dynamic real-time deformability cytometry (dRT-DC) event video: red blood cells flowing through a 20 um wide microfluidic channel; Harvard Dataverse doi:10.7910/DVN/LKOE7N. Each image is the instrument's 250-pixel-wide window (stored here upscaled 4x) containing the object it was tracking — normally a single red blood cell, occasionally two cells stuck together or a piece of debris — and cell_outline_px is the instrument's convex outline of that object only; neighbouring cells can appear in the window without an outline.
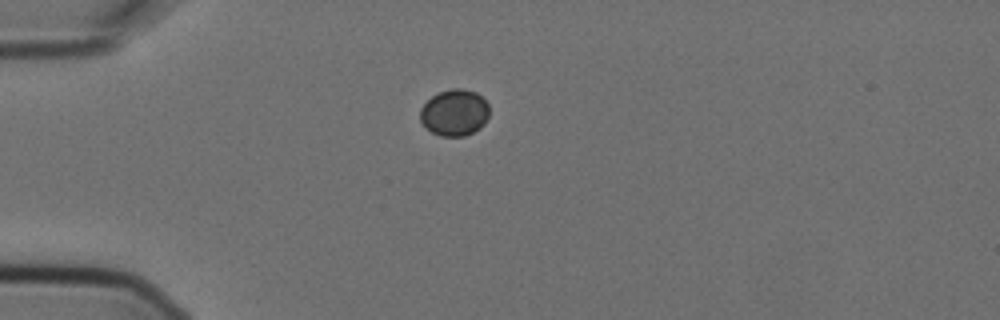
{"species": "Egyptian fruit bat (a non-hibernating species)", "species_latin": "Rousettus aegyptiacus", "temperature_condition": "cold", "stored_images_in_passage": 4, "camera_frame_rate_fps": 3000, "um_per_image_px": 0.085, "animal": {"sex": "female"}, "frame": {"image": 1, "passage_image": 1, "time_ms": 0.0, "image_size_px": [1000, 320], "cell_outline_px": [[488, 116], [484, 124], [480, 128], [464, 136], [440, 136], [432, 132], [420, 120], [420, 108], [432, 96], [440, 92], [452, 88], [460, 88], [476, 92], [488, 104]], "centroid_in_image_um": [38.63, 9.57], "position_along_channel_um": 46.4, "area_um2": 18.55}}
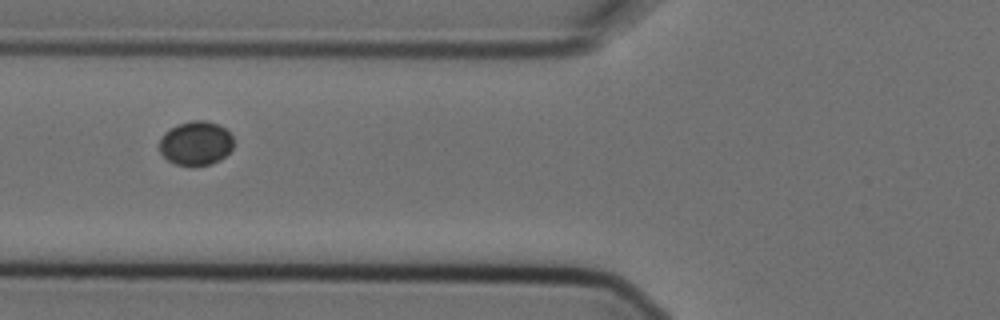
{"frame": {"image": 2, "passage_image": 3, "time_ms": 0.667, "image_size_px": [1000, 320], "cell_outline_px": [[232, 148], [220, 160], [212, 164], [192, 168], [176, 164], [168, 160], [160, 152], [160, 140], [164, 132], [180, 124], [192, 120], [204, 120], [220, 124], [232, 136]], "centroid_in_image_um": [16.65, 12.2], "position_along_channel_um": 109.2, "area_um2": 19.19}}
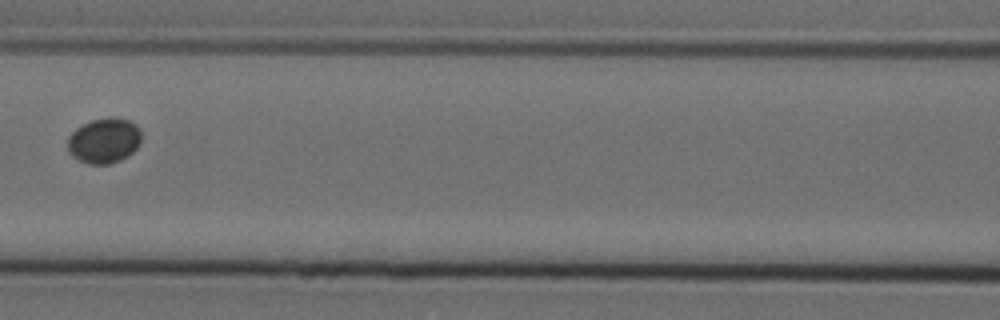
{"frame": {"image": 3, "passage_image": 4, "time_ms": 1.0, "image_size_px": [1000, 320], "cell_outline_px": [[140, 144], [128, 156], [120, 160], [108, 164], [88, 164], [72, 156], [68, 152], [68, 136], [76, 128], [92, 120], [112, 116], [128, 120], [136, 124], [140, 128]], "centroid_in_image_um": [8.85, 11.95], "position_along_channel_um": 157.7, "area_um2": 19.48}}